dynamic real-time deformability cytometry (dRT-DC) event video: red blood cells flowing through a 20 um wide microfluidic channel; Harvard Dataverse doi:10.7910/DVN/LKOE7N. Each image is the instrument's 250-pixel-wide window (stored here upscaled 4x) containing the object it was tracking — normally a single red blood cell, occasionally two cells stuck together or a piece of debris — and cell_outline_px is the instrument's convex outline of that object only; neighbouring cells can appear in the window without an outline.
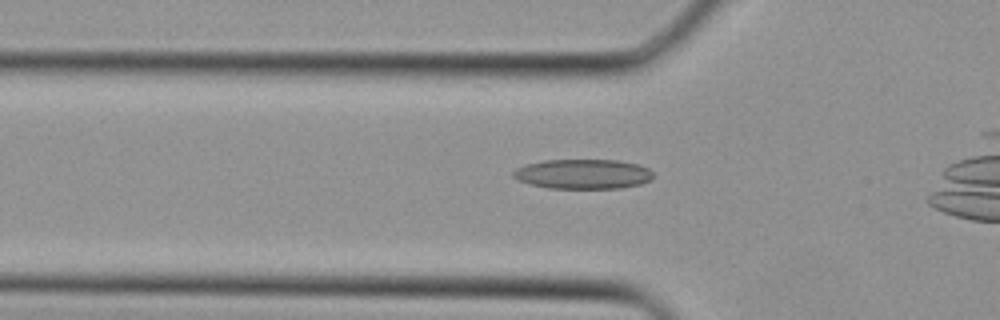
{"species": "Egyptian fruit bat (a non-hibernating species)", "species_latin": "Rousettus aegyptiacus", "temperature_condition": "cold", "stored_images_in_passage": 17, "camera_frame_rate_fps": 3000, "um_per_image_px": 0.085, "animal": {"sex": "female"}, "frame": {"image": 1, "passage_image": 6, "time_ms": 1.667, "image_size_px": [1000, 320], "cell_outline_px": [[652, 180], [640, 184], [620, 188], [548, 188], [528, 184], [512, 176], [512, 172], [516, 168], [524, 164], [544, 160], [616, 160], [640, 164], [648, 168], [652, 172]], "centroid_in_image_um": [49.54, 14.79], "position_along_channel_um": 76.3, "area_um2": 24.39}}
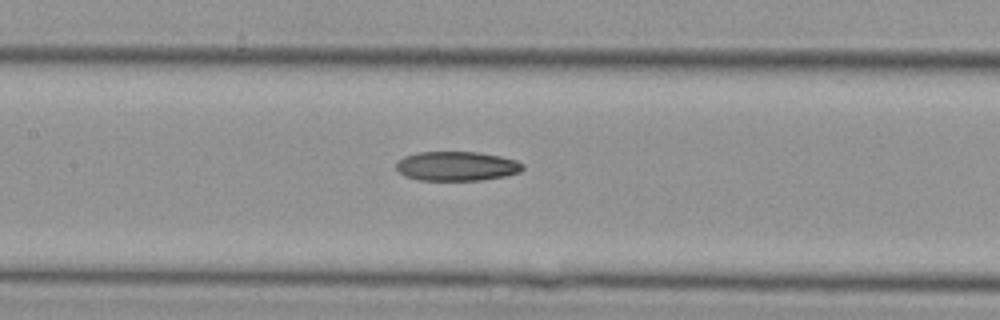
{"frame": {"image": 2, "passage_image": 11, "time_ms": 3.333, "image_size_px": [1000, 320], "cell_outline_px": [[524, 168], [520, 172], [508, 176], [480, 180], [420, 180], [404, 176], [396, 168], [396, 164], [404, 156], [420, 152], [476, 152], [500, 156], [516, 160], [524, 164]], "centroid_in_image_um": [38.86, 14.12], "position_along_channel_um": 168.5, "area_um2": 21.68}}
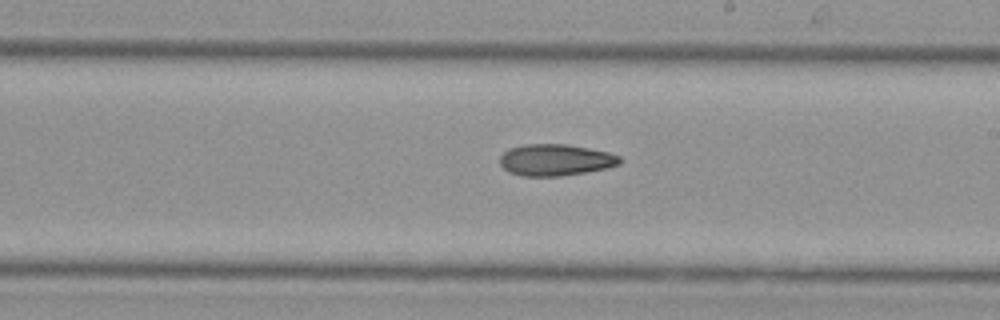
{"frame": {"image": 3, "passage_image": 15, "time_ms": 4.667, "image_size_px": [1000, 320], "cell_outline_px": [[620, 164], [608, 168], [560, 176], [520, 176], [508, 172], [500, 164], [500, 156], [508, 148], [528, 144], [568, 144], [608, 152], [620, 156]], "centroid_in_image_um": [47.2, 13.59], "position_along_channel_um": 241.8, "area_um2": 22.08}}